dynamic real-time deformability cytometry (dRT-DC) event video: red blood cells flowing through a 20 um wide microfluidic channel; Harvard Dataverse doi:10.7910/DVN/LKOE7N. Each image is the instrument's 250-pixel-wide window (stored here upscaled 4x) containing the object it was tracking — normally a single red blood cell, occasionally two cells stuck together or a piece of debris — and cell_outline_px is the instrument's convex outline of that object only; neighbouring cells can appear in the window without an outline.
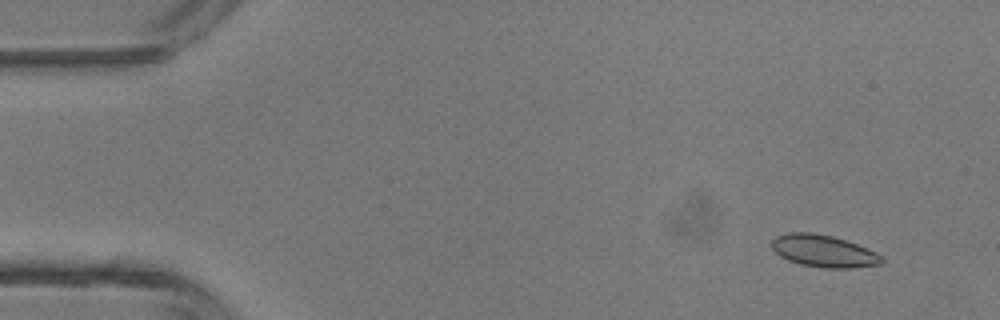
{"species": "common noctule bat (a hibernating species)", "species_latin": "Nyctalus noctula", "temperature_condition": "room temperature", "stored_images_in_passage": 14, "camera_frame_rate_fps": 3000, "um_per_image_px": 0.085, "animal": {"sex": "male", "body_mass_g": 13.3}, "frame": {"image": 1, "passage_image": 4, "time_ms": 1.0, "image_size_px": [1000, 320], "cell_outline_px": [[884, 260], [880, 264], [852, 268], [824, 268], [800, 264], [788, 260], [780, 256], [772, 248], [772, 240], [776, 236], [788, 232], [812, 232], [832, 236], [856, 244], [876, 252]], "centroid_in_image_um": [69.98, 21.34], "position_along_channel_um": 15.0, "area_um2": 20.46}}